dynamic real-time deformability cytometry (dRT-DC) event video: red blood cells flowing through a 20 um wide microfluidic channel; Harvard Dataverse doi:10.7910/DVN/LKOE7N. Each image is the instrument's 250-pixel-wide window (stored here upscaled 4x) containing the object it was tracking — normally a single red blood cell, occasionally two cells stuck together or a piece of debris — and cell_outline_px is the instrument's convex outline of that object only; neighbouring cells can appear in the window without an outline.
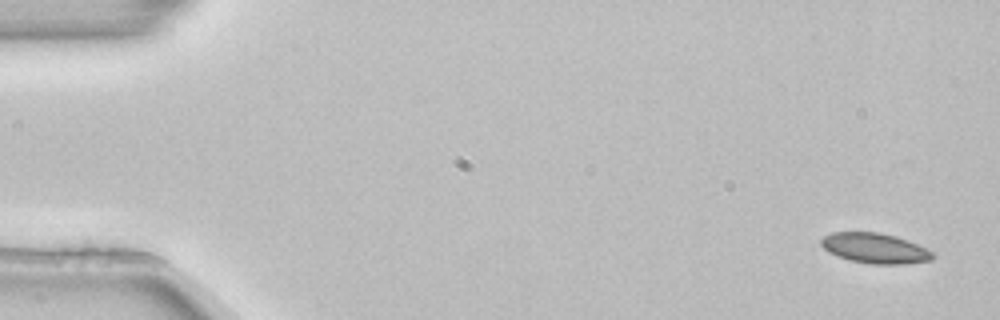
{"species": "common noctule bat (a hibernating species)", "species_latin": "Nyctalus noctula", "temperature_condition": "room temperature", "stored_images_in_passage": 5, "segment_of_instrument_passage": [1, 2], "camera_frame_rate_fps": 3000, "um_per_image_px": 0.085, "animal": {"sex": "female", "body_mass_g": 22.7, "forearm_length_mm": 54.2}, "frame": {"image": 1, "passage_image": 1, "time_ms": 0.0, "image_size_px": [1000, 320], "cell_outline_px": [[936, 256], [932, 260], [904, 264], [872, 264], [848, 260], [836, 256], [828, 252], [820, 244], [820, 240], [824, 236], [832, 232], [880, 232], [896, 236], [908, 240], [932, 252]], "centroid_in_image_um": [74.35, 21.1], "position_along_channel_um": 10.7, "area_um2": 19.77}}
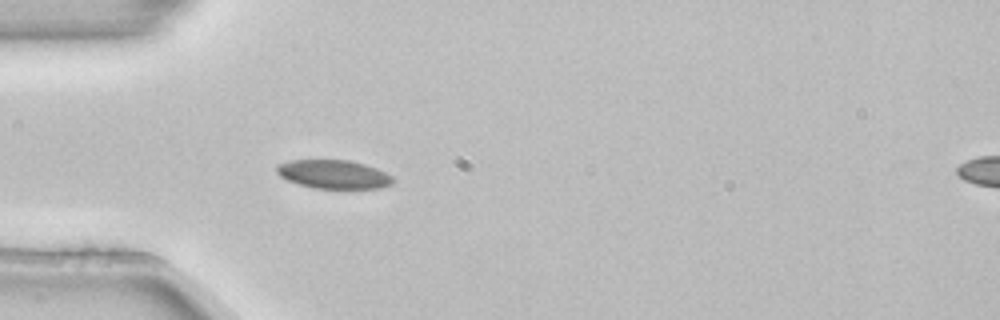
{"frame": {"image": 2, "passage_image": 4, "time_ms": 1.0, "image_size_px": [1000, 320], "cell_outline_px": [[396, 180], [392, 184], [380, 188], [312, 188], [288, 180], [280, 176], [276, 172], [276, 164], [288, 160], [348, 160], [364, 164], [376, 168], [392, 176]], "centroid_in_image_um": [28.34, 14.81], "position_along_channel_um": 56.7, "area_um2": 19.42}}